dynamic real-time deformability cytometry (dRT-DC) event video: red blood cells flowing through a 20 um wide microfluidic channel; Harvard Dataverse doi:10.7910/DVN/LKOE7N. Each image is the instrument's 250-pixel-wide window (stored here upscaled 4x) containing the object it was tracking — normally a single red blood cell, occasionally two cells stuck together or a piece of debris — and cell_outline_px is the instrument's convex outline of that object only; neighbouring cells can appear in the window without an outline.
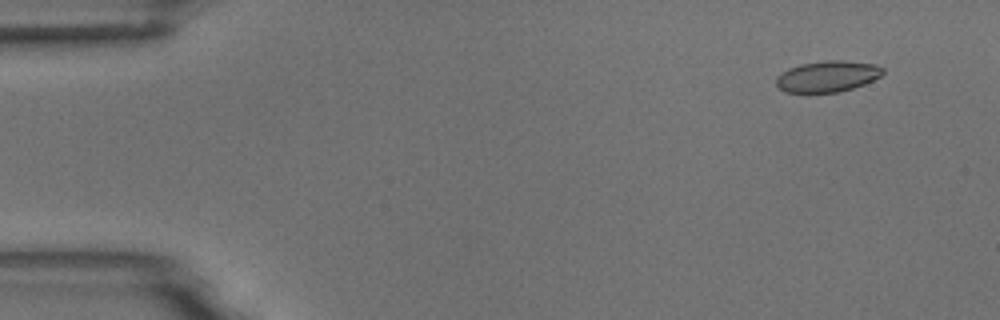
{"species": "common noctule bat (a hibernating species)", "species_latin": "Nyctalus noctula", "temperature_condition": "room temperature", "stored_images_in_passage": 37, "camera_frame_rate_fps": 3000, "um_per_image_px": 0.085, "animal": {"sex": "male", "body_mass_g": 18.8}, "frame": {"image": 1, "passage_image": 1, "time_ms": 0.0, "image_size_px": [1000, 320], "cell_outline_px": [[884, 72], [880, 76], [864, 84], [840, 92], [784, 92], [776, 84], [776, 76], [780, 72], [788, 68], [800, 64], [828, 60], [844, 60], [876, 64], [884, 68]], "centroid_in_image_um": [70.33, 6.48], "position_along_channel_um": 14.7, "area_um2": 19.42}}
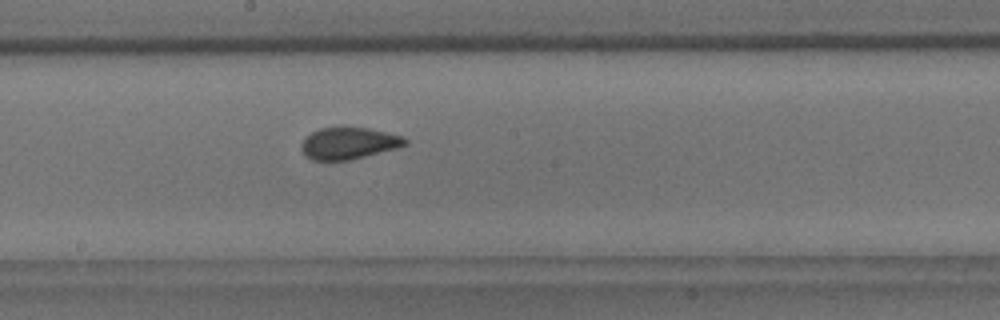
{"frame": {"image": 2, "passage_image": 26, "time_ms": 8.333, "image_size_px": [1000, 320], "cell_outline_px": [[408, 144], [396, 148], [348, 160], [312, 160], [304, 156], [300, 148], [300, 144], [304, 136], [320, 128], [368, 128], [404, 136], [408, 140]], "centroid_in_image_um": [29.6, 12.18], "position_along_channel_um": 218.6, "area_um2": 19.19}}
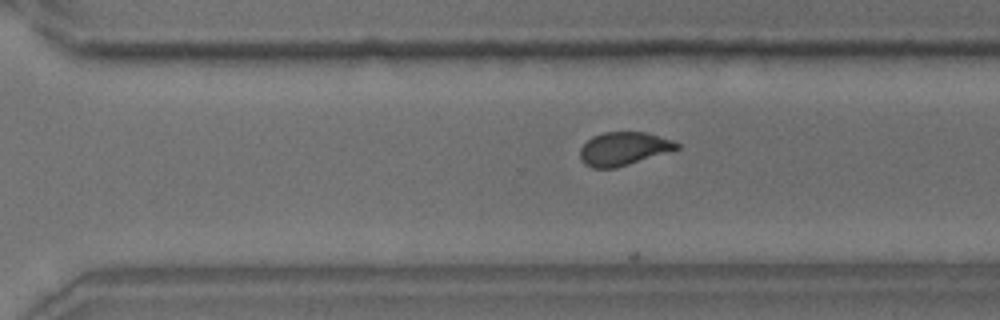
{"frame": {"image": 3, "passage_image": 34, "time_ms": 11.0, "image_size_px": [1000, 320], "cell_outline_px": [[680, 148], [616, 168], [592, 168], [584, 164], [580, 160], [580, 148], [592, 136], [604, 132], [644, 132], [672, 140], [680, 144]], "centroid_in_image_um": [52.97, 12.64], "position_along_channel_um": 317.6, "area_um2": 18.67}}